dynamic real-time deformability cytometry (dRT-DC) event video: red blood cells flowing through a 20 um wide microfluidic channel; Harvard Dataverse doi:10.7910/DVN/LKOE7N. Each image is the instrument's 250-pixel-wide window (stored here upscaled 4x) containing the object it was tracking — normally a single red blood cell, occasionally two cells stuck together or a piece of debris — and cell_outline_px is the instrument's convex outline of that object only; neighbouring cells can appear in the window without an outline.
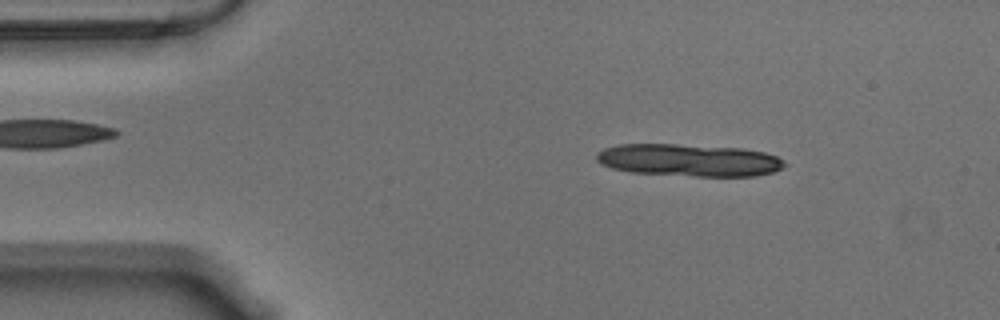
{"species": "Egyptian fruit bat (a non-hibernating species)", "species_latin": "Rousettus aegyptiacus", "temperature_condition": "warm", "stored_images_in_passage": 14, "camera_frame_rate_fps": 3000, "um_per_image_px": 0.085, "animal": {"sex": "male"}, "frame": {"image": 1, "passage_image": 7, "time_ms": 2.0, "image_size_px": [1000, 320], "cell_outline_px": [[788, 164], [784, 168], [772, 172], [756, 176], [696, 176], [628, 172], [612, 168], [600, 164], [596, 160], [596, 152], [604, 148], [620, 144], [676, 144], [744, 148], [764, 152], [776, 156], [784, 160]], "centroid_in_image_um": [58.57, 13.61], "position_along_channel_um": 26.4, "area_um2": 35.78}}